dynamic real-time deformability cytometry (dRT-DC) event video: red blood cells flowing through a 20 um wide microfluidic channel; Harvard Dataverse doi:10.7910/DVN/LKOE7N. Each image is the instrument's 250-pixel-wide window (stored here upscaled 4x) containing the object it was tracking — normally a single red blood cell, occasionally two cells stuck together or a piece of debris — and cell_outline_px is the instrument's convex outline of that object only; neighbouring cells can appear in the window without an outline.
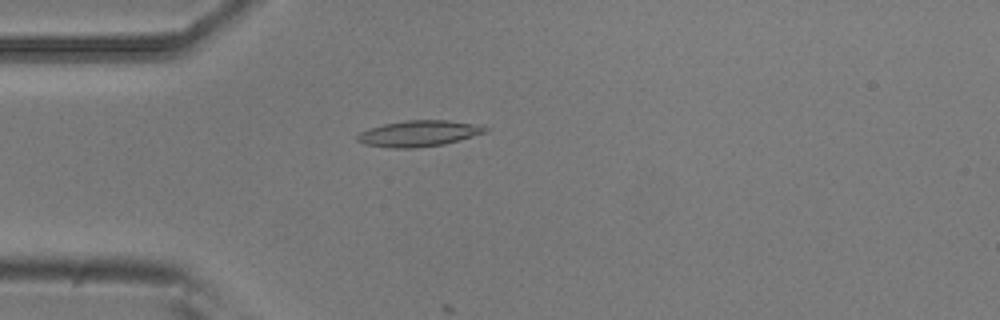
{"species": "common noctule bat (a hibernating species)", "species_latin": "Nyctalus noctula", "temperature_condition": "room temperature", "stored_images_in_passage": 10, "camera_frame_rate_fps": 3000, "um_per_image_px": 0.085, "animal": {"sex": "male", "body_mass_g": 20.5, "forearm_length_mm": 52.5}, "frame": {"image": 1, "passage_image": 5, "time_ms": 1.333, "image_size_px": [1000, 320], "cell_outline_px": [[488, 128], [484, 132], [472, 136], [444, 144], [416, 148], [392, 148], [364, 144], [356, 140], [356, 136], [360, 132], [384, 124], [404, 120], [448, 120], [484, 124]], "centroid_in_image_um": [35.62, 11.34], "position_along_channel_um": 49.4, "area_um2": 19.42}}
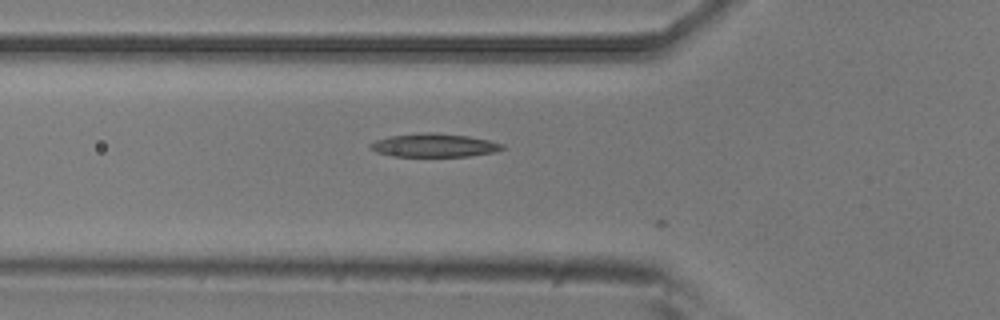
{"frame": {"image": 2, "passage_image": 9, "time_ms": 2.667, "image_size_px": [1000, 320], "cell_outline_px": [[504, 148], [496, 152], [468, 156], [392, 156], [376, 152], [368, 148], [368, 144], [376, 140], [388, 136], [424, 132], [428, 132], [468, 136], [488, 140], [504, 144]], "centroid_in_image_um": [36.86, 12.35], "position_along_channel_um": 88.9, "area_um2": 18.03}}